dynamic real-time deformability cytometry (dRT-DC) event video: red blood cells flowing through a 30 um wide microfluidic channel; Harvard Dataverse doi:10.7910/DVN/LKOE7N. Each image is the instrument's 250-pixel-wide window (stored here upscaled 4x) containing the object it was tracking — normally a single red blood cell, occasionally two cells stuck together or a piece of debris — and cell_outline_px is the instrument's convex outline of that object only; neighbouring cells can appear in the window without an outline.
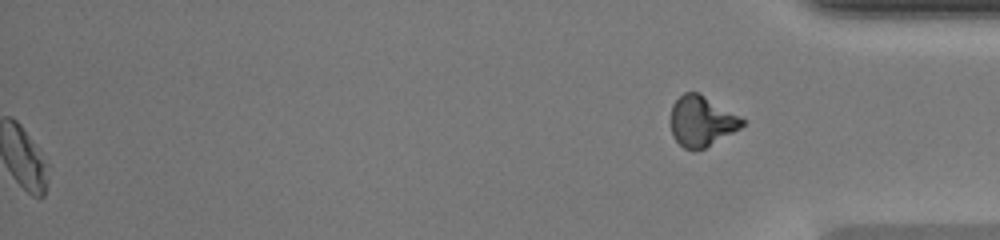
{"species": "common noctule bat (a hibernating species)", "species_latin": "Nyctalus noctula", "temperature_condition": "warm", "stored_images_in_passage": 47, "segment_of_instrument_passage": [2, 2], "camera_frame_rate_fps": 3000, "um_per_image_px": 0.085, "animal": {"sex": "female", "body_mass_g": 20.0, "forearm_length_mm": 54.0}, "frame": {"image": 1, "passage_image": 47, "time_ms": 15.333, "image_size_px": [1000, 240], "cell_outline_px": [[744, 124], [740, 128], [704, 148], [684, 148], [672, 136], [672, 104], [684, 92], [700, 92], [744, 120]], "centroid_in_image_um": [59.62, 10.27], "position_along_channel_um": 375.6, "area_um2": 20.4}}